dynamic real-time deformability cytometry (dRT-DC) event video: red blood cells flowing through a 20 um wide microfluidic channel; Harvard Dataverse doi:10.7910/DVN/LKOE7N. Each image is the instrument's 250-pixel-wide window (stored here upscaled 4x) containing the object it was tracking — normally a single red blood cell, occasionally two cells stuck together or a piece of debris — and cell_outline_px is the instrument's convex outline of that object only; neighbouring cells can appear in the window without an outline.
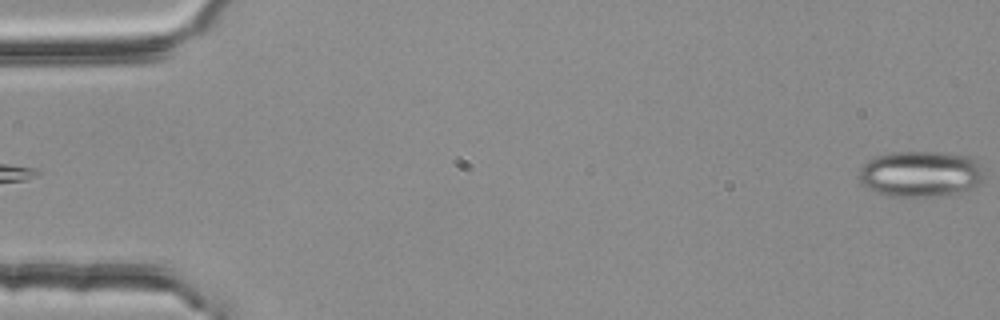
{"species": "common noctule bat (a hibernating species)", "species_latin": "Nyctalus noctula", "temperature_condition": "room temperature", "stored_images_in_passage": 5, "camera_frame_rate_fps": 3000, "um_per_image_px": 0.085, "animal": {"sex": "female", "body_mass_g": 25.1}, "frame": {"image": 1, "passage_image": 5, "time_ms": 1.333, "image_size_px": [1000, 320], "cell_outline_px": [[980, 180], [976, 188], [968, 192], [936, 196], [888, 196], [864, 188], [860, 184], [860, 168], [868, 160], [876, 156], [888, 152], [940, 152], [968, 156], [980, 160]], "centroid_in_image_um": [78.23, 14.79], "position_along_channel_um": 6.8, "area_um2": 33.87}}